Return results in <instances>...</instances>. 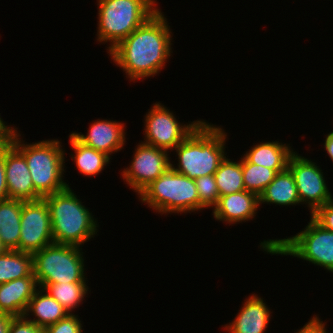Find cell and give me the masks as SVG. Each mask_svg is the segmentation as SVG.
<instances>
[{"label":"cell","mask_w":333,"mask_h":333,"mask_svg":"<svg viewBox=\"0 0 333 333\" xmlns=\"http://www.w3.org/2000/svg\"><path fill=\"white\" fill-rule=\"evenodd\" d=\"M167 23L164 14L158 10L108 52L130 81L153 77L166 66L172 55L173 40Z\"/></svg>","instance_id":"6da1fadb"},{"label":"cell","mask_w":333,"mask_h":333,"mask_svg":"<svg viewBox=\"0 0 333 333\" xmlns=\"http://www.w3.org/2000/svg\"><path fill=\"white\" fill-rule=\"evenodd\" d=\"M227 133L219 126L202 121L174 150L177 167L171 168L191 179L214 175L225 159ZM176 167V168H175Z\"/></svg>","instance_id":"7a4b0ae2"},{"label":"cell","mask_w":333,"mask_h":333,"mask_svg":"<svg viewBox=\"0 0 333 333\" xmlns=\"http://www.w3.org/2000/svg\"><path fill=\"white\" fill-rule=\"evenodd\" d=\"M51 219L54 243L80 245L97 234V221L72 191L66 189L44 197Z\"/></svg>","instance_id":"3957f363"},{"label":"cell","mask_w":333,"mask_h":333,"mask_svg":"<svg viewBox=\"0 0 333 333\" xmlns=\"http://www.w3.org/2000/svg\"><path fill=\"white\" fill-rule=\"evenodd\" d=\"M16 130L11 144L24 156L35 191L42 197L66 189L69 185L63 180L65 157L62 143L57 140H43L26 144Z\"/></svg>","instance_id":"277c9868"},{"label":"cell","mask_w":333,"mask_h":333,"mask_svg":"<svg viewBox=\"0 0 333 333\" xmlns=\"http://www.w3.org/2000/svg\"><path fill=\"white\" fill-rule=\"evenodd\" d=\"M97 41L110 42L108 52L159 9L156 0H97Z\"/></svg>","instance_id":"5b68a950"},{"label":"cell","mask_w":333,"mask_h":333,"mask_svg":"<svg viewBox=\"0 0 333 333\" xmlns=\"http://www.w3.org/2000/svg\"><path fill=\"white\" fill-rule=\"evenodd\" d=\"M142 203L159 214L200 211L196 183L171 167L139 194Z\"/></svg>","instance_id":"8992f818"},{"label":"cell","mask_w":333,"mask_h":333,"mask_svg":"<svg viewBox=\"0 0 333 333\" xmlns=\"http://www.w3.org/2000/svg\"><path fill=\"white\" fill-rule=\"evenodd\" d=\"M260 247L269 254L297 257L333 273V232L324 229L312 217L297 235L264 240Z\"/></svg>","instance_id":"52a82bcc"},{"label":"cell","mask_w":333,"mask_h":333,"mask_svg":"<svg viewBox=\"0 0 333 333\" xmlns=\"http://www.w3.org/2000/svg\"><path fill=\"white\" fill-rule=\"evenodd\" d=\"M33 274L42 283L86 282L82 248L52 243L32 254Z\"/></svg>","instance_id":"ba28073f"},{"label":"cell","mask_w":333,"mask_h":333,"mask_svg":"<svg viewBox=\"0 0 333 333\" xmlns=\"http://www.w3.org/2000/svg\"><path fill=\"white\" fill-rule=\"evenodd\" d=\"M169 110L160 102L153 104L144 118L145 141L143 143L168 152L173 151L202 122V120H196L183 125Z\"/></svg>","instance_id":"9c48e42d"},{"label":"cell","mask_w":333,"mask_h":333,"mask_svg":"<svg viewBox=\"0 0 333 333\" xmlns=\"http://www.w3.org/2000/svg\"><path fill=\"white\" fill-rule=\"evenodd\" d=\"M288 169L293 174L300 204H308L310 215L333 199L323 172L315 162L294 152L289 159Z\"/></svg>","instance_id":"30bf717a"},{"label":"cell","mask_w":333,"mask_h":333,"mask_svg":"<svg viewBox=\"0 0 333 333\" xmlns=\"http://www.w3.org/2000/svg\"><path fill=\"white\" fill-rule=\"evenodd\" d=\"M20 224L19 251L34 254L54 243L50 211L44 198L23 201Z\"/></svg>","instance_id":"8fae6325"},{"label":"cell","mask_w":333,"mask_h":333,"mask_svg":"<svg viewBox=\"0 0 333 333\" xmlns=\"http://www.w3.org/2000/svg\"><path fill=\"white\" fill-rule=\"evenodd\" d=\"M169 152L141 141L135 149L129 168L121 174L137 195L171 167Z\"/></svg>","instance_id":"7c38bea8"},{"label":"cell","mask_w":333,"mask_h":333,"mask_svg":"<svg viewBox=\"0 0 333 333\" xmlns=\"http://www.w3.org/2000/svg\"><path fill=\"white\" fill-rule=\"evenodd\" d=\"M5 178L10 199L35 201L42 197L35 191L24 156L5 142Z\"/></svg>","instance_id":"4fadbf2b"},{"label":"cell","mask_w":333,"mask_h":333,"mask_svg":"<svg viewBox=\"0 0 333 333\" xmlns=\"http://www.w3.org/2000/svg\"><path fill=\"white\" fill-rule=\"evenodd\" d=\"M113 120H95L86 135L71 133L82 144L103 152L110 158L112 153L120 151L125 145V125Z\"/></svg>","instance_id":"5bb4252c"},{"label":"cell","mask_w":333,"mask_h":333,"mask_svg":"<svg viewBox=\"0 0 333 333\" xmlns=\"http://www.w3.org/2000/svg\"><path fill=\"white\" fill-rule=\"evenodd\" d=\"M259 205V196L246 190L220 196L213 208V218L227 224L250 221L256 215Z\"/></svg>","instance_id":"9a60e30c"},{"label":"cell","mask_w":333,"mask_h":333,"mask_svg":"<svg viewBox=\"0 0 333 333\" xmlns=\"http://www.w3.org/2000/svg\"><path fill=\"white\" fill-rule=\"evenodd\" d=\"M239 311L235 319L224 326L229 333H265L271 312L263 298L252 294Z\"/></svg>","instance_id":"2e32d148"},{"label":"cell","mask_w":333,"mask_h":333,"mask_svg":"<svg viewBox=\"0 0 333 333\" xmlns=\"http://www.w3.org/2000/svg\"><path fill=\"white\" fill-rule=\"evenodd\" d=\"M37 287L34 275L0 284V312L13 317L24 316Z\"/></svg>","instance_id":"e0dca14e"},{"label":"cell","mask_w":333,"mask_h":333,"mask_svg":"<svg viewBox=\"0 0 333 333\" xmlns=\"http://www.w3.org/2000/svg\"><path fill=\"white\" fill-rule=\"evenodd\" d=\"M290 144L279 141H269L256 144L244 154V157L253 164L267 167L280 173L288 168V162L294 153Z\"/></svg>","instance_id":"ac0fdd59"},{"label":"cell","mask_w":333,"mask_h":333,"mask_svg":"<svg viewBox=\"0 0 333 333\" xmlns=\"http://www.w3.org/2000/svg\"><path fill=\"white\" fill-rule=\"evenodd\" d=\"M36 318L30 319V314ZM69 312L55 300L46 290L38 287L34 296L30 299L24 316L45 330L48 326L65 318Z\"/></svg>","instance_id":"d6986e66"},{"label":"cell","mask_w":333,"mask_h":333,"mask_svg":"<svg viewBox=\"0 0 333 333\" xmlns=\"http://www.w3.org/2000/svg\"><path fill=\"white\" fill-rule=\"evenodd\" d=\"M22 200L0 201V241L7 250L19 251Z\"/></svg>","instance_id":"ffe728a7"},{"label":"cell","mask_w":333,"mask_h":333,"mask_svg":"<svg viewBox=\"0 0 333 333\" xmlns=\"http://www.w3.org/2000/svg\"><path fill=\"white\" fill-rule=\"evenodd\" d=\"M269 203L281 206L296 205L300 203L297 187L291 171L277 173L271 183L259 195V204Z\"/></svg>","instance_id":"44dd1931"},{"label":"cell","mask_w":333,"mask_h":333,"mask_svg":"<svg viewBox=\"0 0 333 333\" xmlns=\"http://www.w3.org/2000/svg\"><path fill=\"white\" fill-rule=\"evenodd\" d=\"M69 138L70 145L74 150V155L71 154V158L83 175L96 176L101 173L104 166L109 164L111 158L105 153L82 144L72 134L69 135Z\"/></svg>","instance_id":"7402d4cb"},{"label":"cell","mask_w":333,"mask_h":333,"mask_svg":"<svg viewBox=\"0 0 333 333\" xmlns=\"http://www.w3.org/2000/svg\"><path fill=\"white\" fill-rule=\"evenodd\" d=\"M33 274L32 254L7 250L0 255V284Z\"/></svg>","instance_id":"603a6c76"},{"label":"cell","mask_w":333,"mask_h":333,"mask_svg":"<svg viewBox=\"0 0 333 333\" xmlns=\"http://www.w3.org/2000/svg\"><path fill=\"white\" fill-rule=\"evenodd\" d=\"M39 287L46 290L69 314L79 307L89 291L86 282L42 283Z\"/></svg>","instance_id":"cb8c5ba5"},{"label":"cell","mask_w":333,"mask_h":333,"mask_svg":"<svg viewBox=\"0 0 333 333\" xmlns=\"http://www.w3.org/2000/svg\"><path fill=\"white\" fill-rule=\"evenodd\" d=\"M214 177L220 196L245 190L242 173V158L239 162H234V160L232 161L225 157L215 172Z\"/></svg>","instance_id":"d4e9b609"},{"label":"cell","mask_w":333,"mask_h":333,"mask_svg":"<svg viewBox=\"0 0 333 333\" xmlns=\"http://www.w3.org/2000/svg\"><path fill=\"white\" fill-rule=\"evenodd\" d=\"M242 173L245 190L255 193L258 196L277 174L272 169L250 163L244 156L242 157Z\"/></svg>","instance_id":"484cf974"},{"label":"cell","mask_w":333,"mask_h":333,"mask_svg":"<svg viewBox=\"0 0 333 333\" xmlns=\"http://www.w3.org/2000/svg\"><path fill=\"white\" fill-rule=\"evenodd\" d=\"M195 183L200 200V210L208 209L211 206L214 208L220 197L214 175L196 178Z\"/></svg>","instance_id":"4316f807"},{"label":"cell","mask_w":333,"mask_h":333,"mask_svg":"<svg viewBox=\"0 0 333 333\" xmlns=\"http://www.w3.org/2000/svg\"><path fill=\"white\" fill-rule=\"evenodd\" d=\"M82 327L78 315L71 313L57 323L48 326L44 331L46 333H82Z\"/></svg>","instance_id":"83f0119b"},{"label":"cell","mask_w":333,"mask_h":333,"mask_svg":"<svg viewBox=\"0 0 333 333\" xmlns=\"http://www.w3.org/2000/svg\"><path fill=\"white\" fill-rule=\"evenodd\" d=\"M311 217L324 229L333 232V199L319 207Z\"/></svg>","instance_id":"f1b7e54d"},{"label":"cell","mask_w":333,"mask_h":333,"mask_svg":"<svg viewBox=\"0 0 333 333\" xmlns=\"http://www.w3.org/2000/svg\"><path fill=\"white\" fill-rule=\"evenodd\" d=\"M43 331L25 316H16L12 317L8 333H42Z\"/></svg>","instance_id":"f546056e"},{"label":"cell","mask_w":333,"mask_h":333,"mask_svg":"<svg viewBox=\"0 0 333 333\" xmlns=\"http://www.w3.org/2000/svg\"><path fill=\"white\" fill-rule=\"evenodd\" d=\"M8 198V189L5 178V142H3L0 145V201Z\"/></svg>","instance_id":"4dcf8cb0"},{"label":"cell","mask_w":333,"mask_h":333,"mask_svg":"<svg viewBox=\"0 0 333 333\" xmlns=\"http://www.w3.org/2000/svg\"><path fill=\"white\" fill-rule=\"evenodd\" d=\"M325 324L315 315L296 333H325Z\"/></svg>","instance_id":"1f68e13d"},{"label":"cell","mask_w":333,"mask_h":333,"mask_svg":"<svg viewBox=\"0 0 333 333\" xmlns=\"http://www.w3.org/2000/svg\"><path fill=\"white\" fill-rule=\"evenodd\" d=\"M3 121L4 120L1 119V116H0V140L2 142H8L11 140L16 129H18V128H15V127L12 128L11 126L9 127Z\"/></svg>","instance_id":"d6a6232c"},{"label":"cell","mask_w":333,"mask_h":333,"mask_svg":"<svg viewBox=\"0 0 333 333\" xmlns=\"http://www.w3.org/2000/svg\"><path fill=\"white\" fill-rule=\"evenodd\" d=\"M12 317L9 314L0 312V333H8Z\"/></svg>","instance_id":"836d02e7"},{"label":"cell","mask_w":333,"mask_h":333,"mask_svg":"<svg viewBox=\"0 0 333 333\" xmlns=\"http://www.w3.org/2000/svg\"><path fill=\"white\" fill-rule=\"evenodd\" d=\"M325 151H327L328 156L333 161V132H330L324 142Z\"/></svg>","instance_id":"e575fe53"},{"label":"cell","mask_w":333,"mask_h":333,"mask_svg":"<svg viewBox=\"0 0 333 333\" xmlns=\"http://www.w3.org/2000/svg\"><path fill=\"white\" fill-rule=\"evenodd\" d=\"M7 251L6 247L0 241V255L4 254Z\"/></svg>","instance_id":"d590c367"}]
</instances>
